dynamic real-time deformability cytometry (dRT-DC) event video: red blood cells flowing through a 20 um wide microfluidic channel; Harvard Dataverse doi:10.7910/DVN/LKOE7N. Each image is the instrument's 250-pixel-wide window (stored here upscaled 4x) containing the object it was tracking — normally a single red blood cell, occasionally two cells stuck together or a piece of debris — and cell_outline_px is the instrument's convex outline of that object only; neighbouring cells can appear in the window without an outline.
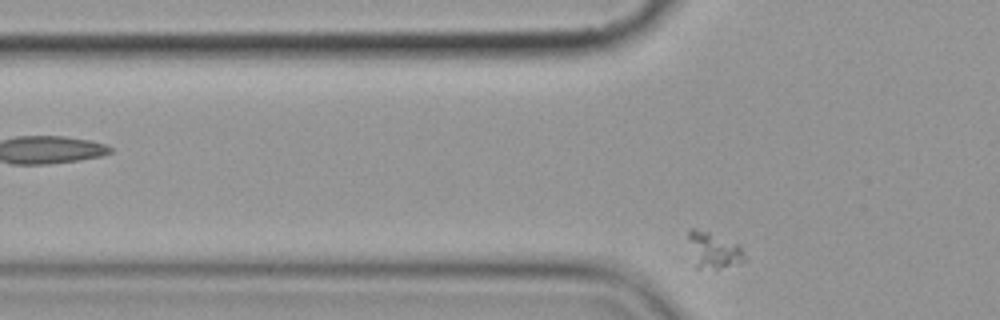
{"species": "common noctule bat (a hibernating species)", "species_latin": "Nyctalus noctula", "temperature_condition": "cold", "stored_images_in_passage": 3, "segment_of_instrument_passage": [2, 2], "camera_frame_rate_fps": 3000, "um_per_image_px": 0.085, "animal": {"sex": "female", "body_mass_g": 19.9}, "frame": {"image": 1, "passage_image": 3, "time_ms": 2.333, "image_size_px": [1000, 320], "cell_outline_px": [[748, 260], [716, 268], [696, 268], [688, 236], [688, 232], [692, 228], [708, 232], [740, 244], [748, 256]], "centroid_in_image_um": [60.72, 21.26], "position_along_channel_um": 65.1, "area_um2": 11.62}}